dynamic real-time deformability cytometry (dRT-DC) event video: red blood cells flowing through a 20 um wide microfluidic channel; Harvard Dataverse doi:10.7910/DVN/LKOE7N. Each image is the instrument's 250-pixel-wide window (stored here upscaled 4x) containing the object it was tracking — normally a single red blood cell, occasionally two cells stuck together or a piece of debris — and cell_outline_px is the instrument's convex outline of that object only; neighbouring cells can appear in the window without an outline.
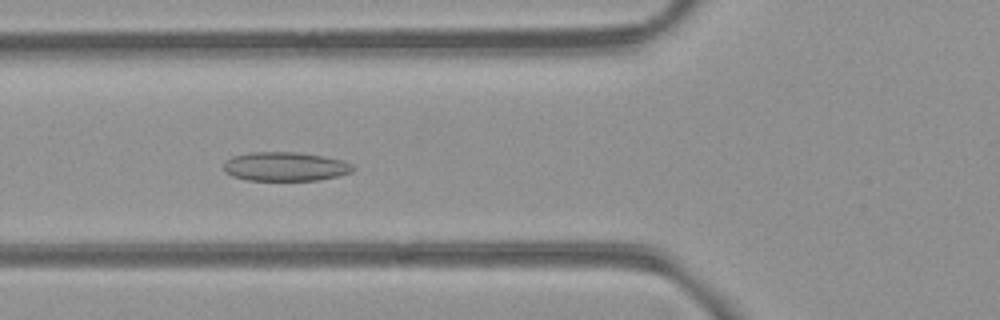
{"species": "common noctule bat (a hibernating species)", "species_latin": "Nyctalus noctula", "temperature_condition": "room temperature", "stored_images_in_passage": 8, "camera_frame_rate_fps": 3000, "um_per_image_px": 0.085, "animal": {"sex": "female", "body_mass_g": 21.9}, "frame": {"image": 1, "passage_image": 5, "time_ms": 4.667, "image_size_px": [1000, 320], "cell_outline_px": [[356, 168], [352, 172], [340, 176], [320, 180], [248, 180], [232, 176], [224, 172], [224, 160], [232, 156], [248, 152], [296, 152], [324, 156], [340, 160], [352, 164]], "centroid_in_image_um": [24.24, 14.15], "position_along_channel_um": 101.6, "area_um2": 22.08}}
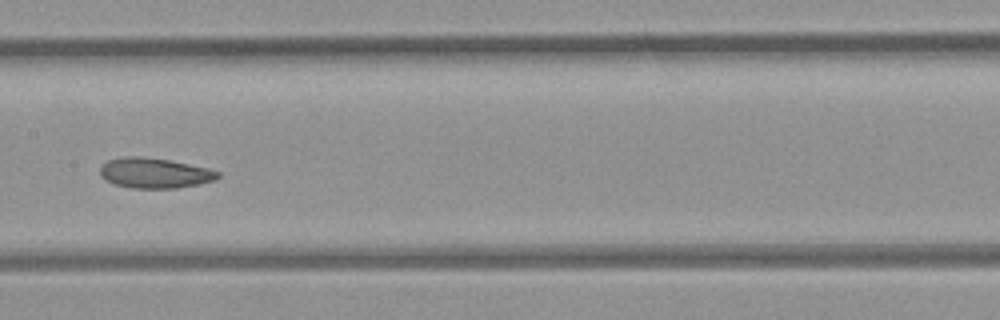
{"frame": {"image": 2, "passage_image": 7, "time_ms": 7.0, "image_size_px": [1000, 320], "cell_outline_px": [[220, 176], [216, 180], [200, 184], [176, 188], [132, 188], [116, 184], [100, 176], [100, 168], [108, 160], [124, 156], [144, 156], [168, 160], [208, 168], [220, 172]], "centroid_in_image_um": [13.17, 14.7], "position_along_channel_um": 194.2, "area_um2": 20.69}}
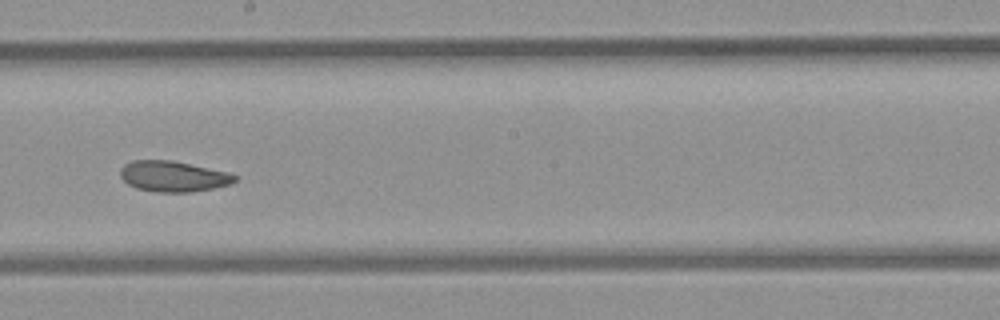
{"frame": {"image": 3, "passage_image": 8, "time_ms": 8.0, "image_size_px": [1000, 320], "cell_outline_px": [[236, 180], [232, 184], [192, 192], [156, 192], [136, 188], [128, 184], [120, 176], [120, 168], [124, 164], [132, 160], [172, 160], [228, 172], [236, 176]], "centroid_in_image_um": [14.7, 14.99], "position_along_channel_um": 233.5, "area_um2": 20.52}}